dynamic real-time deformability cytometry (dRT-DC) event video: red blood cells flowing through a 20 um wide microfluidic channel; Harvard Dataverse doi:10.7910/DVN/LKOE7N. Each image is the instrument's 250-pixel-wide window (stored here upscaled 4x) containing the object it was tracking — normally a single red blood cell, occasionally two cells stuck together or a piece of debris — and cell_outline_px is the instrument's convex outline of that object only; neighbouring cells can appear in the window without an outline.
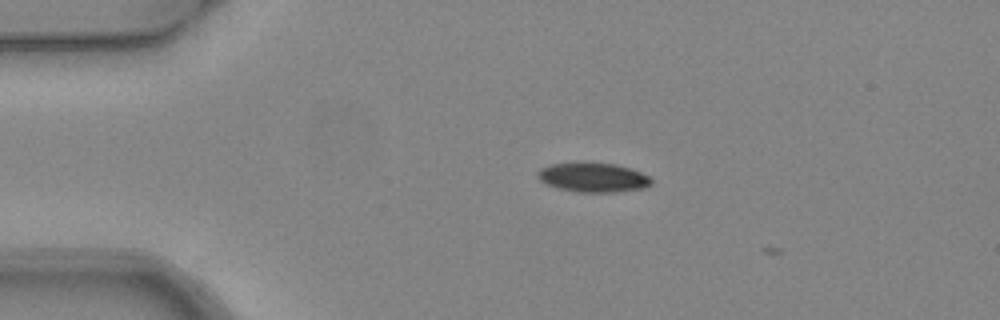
{"species": "common noctule bat (a hibernating species)", "species_latin": "Nyctalus noctula", "temperature_condition": "warm", "stored_images_in_passage": 2, "camera_frame_rate_fps": 3000, "um_per_image_px": 0.085, "animal": {"sex": "female", "body_mass_g": 24.6, "forearm_length_mm": 56.2}, "frame": {"image": 1, "passage_image": 1, "time_ms": 0.0, "image_size_px": [1000, 320], "cell_outline_px": [[652, 184], [644, 188], [616, 192], [580, 192], [560, 188], [548, 184], [540, 180], [536, 176], [536, 172], [540, 168], [548, 164], [576, 160], [584, 160], [616, 164], [632, 168], [648, 176], [652, 180]], "centroid_in_image_um": [50.38, 15.02], "position_along_channel_um": 34.6, "area_um2": 20.17}}